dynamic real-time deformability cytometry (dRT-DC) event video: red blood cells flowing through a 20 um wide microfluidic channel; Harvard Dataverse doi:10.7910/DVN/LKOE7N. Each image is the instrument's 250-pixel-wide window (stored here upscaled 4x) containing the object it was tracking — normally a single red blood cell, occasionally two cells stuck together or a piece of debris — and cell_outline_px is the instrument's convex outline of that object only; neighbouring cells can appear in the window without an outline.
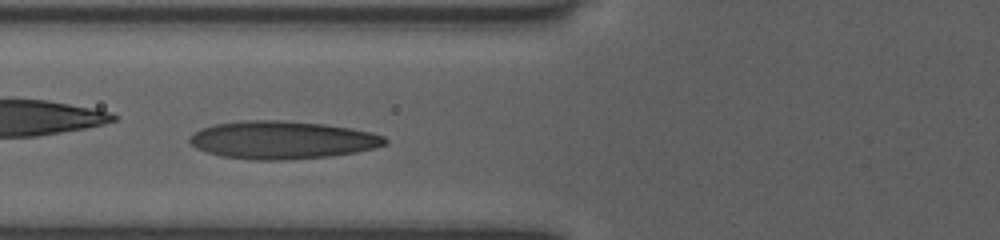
{"species": "human", "species_latin": "Homo sapiens", "temperature_condition": "room temperature", "stored_images_in_passage": 11, "camera_frame_rate_fps": 3000, "um_per_image_px": 0.085, "donor": {"sex": "female"}, "frame": {"image": 1, "passage_image": 4, "time_ms": 1.667, "image_size_px": [1000, 240], "cell_outline_px": [[388, 144], [356, 152], [332, 156], [288, 160], [248, 160], [220, 156], [196, 148], [188, 140], [200, 128], [216, 124], [248, 120], [284, 120], [324, 124], [352, 128], [372, 132], [384, 136], [388, 140]], "centroid_in_image_um": [24.02, 11.9], "position_along_channel_um": 101.8, "area_um2": 43.29}}
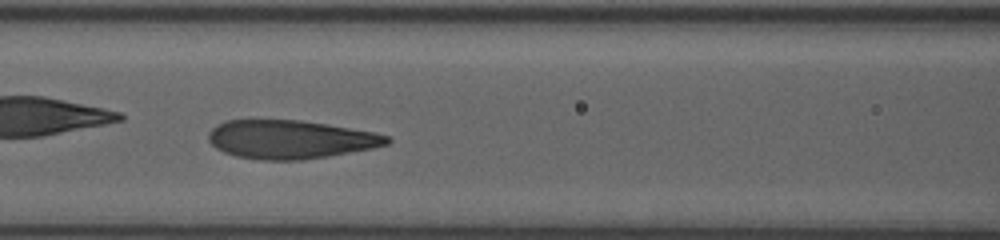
{"frame": {"image": 2, "passage_image": 5, "time_ms": 2.667, "image_size_px": [1000, 240], "cell_outline_px": [[392, 140], [388, 144], [372, 148], [328, 156], [304, 160], [260, 160], [236, 156], [224, 152], [216, 148], [208, 140], [208, 132], [216, 124], [224, 120], [300, 120], [328, 124], [376, 132], [388, 136]], "centroid_in_image_um": [24.67, 11.85], "position_along_channel_um": 141.9, "area_um2": 40.29}}